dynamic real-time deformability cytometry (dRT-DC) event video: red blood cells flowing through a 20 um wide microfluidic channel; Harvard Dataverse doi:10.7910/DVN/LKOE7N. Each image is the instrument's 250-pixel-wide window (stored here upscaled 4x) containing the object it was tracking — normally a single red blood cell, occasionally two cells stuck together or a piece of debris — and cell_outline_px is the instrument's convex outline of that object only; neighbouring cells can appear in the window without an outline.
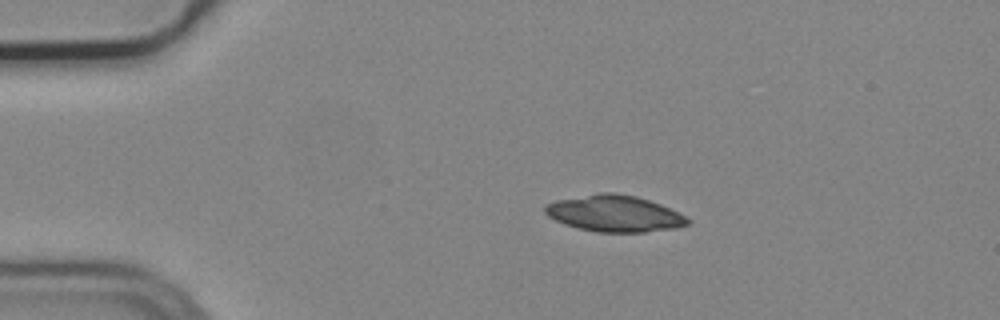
{"species": "common noctule bat (a hibernating species)", "species_latin": "Nyctalus noctula", "temperature_condition": "cold", "stored_images_in_passage": 4, "camera_frame_rate_fps": 3000, "um_per_image_px": 0.085, "animal": {"sex": "male", "body_mass_g": 19.2, "forearm_length_mm": 51.8}, "frame": {"image": 1, "passage_image": 2, "time_ms": 0.333, "image_size_px": [1000, 320], "cell_outline_px": [[692, 224], [676, 228], [644, 232], [596, 232], [564, 224], [548, 216], [544, 212], [544, 204], [556, 200], [600, 192], [616, 192], [636, 196], [660, 204], [692, 220]], "centroid_in_image_um": [52.22, 18.15], "position_along_channel_um": 32.8, "area_um2": 30.35}}